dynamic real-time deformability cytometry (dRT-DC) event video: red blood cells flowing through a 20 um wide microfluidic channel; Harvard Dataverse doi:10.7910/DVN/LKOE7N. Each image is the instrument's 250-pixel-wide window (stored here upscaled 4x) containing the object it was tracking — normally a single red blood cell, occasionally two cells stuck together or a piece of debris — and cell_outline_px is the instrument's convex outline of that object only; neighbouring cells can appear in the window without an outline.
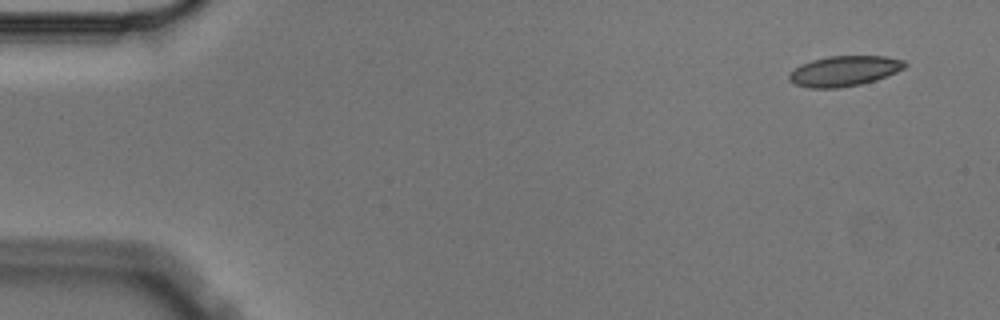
{"species": "Egyptian fruit bat (a non-hibernating species)", "species_latin": "Rousettus aegyptiacus", "temperature_condition": "cold", "stored_images_in_passage": 9, "camera_frame_rate_fps": 3000, "um_per_image_px": 0.085, "animal": {"sex": "male"}, "frame": {"image": 1, "passage_image": 1, "time_ms": 0.0, "image_size_px": [1000, 320], "cell_outline_px": [[908, 64], [904, 68], [896, 72], [876, 80], [860, 84], [840, 88], [808, 88], [796, 84], [788, 80], [788, 72], [800, 64], [812, 60], [828, 56], [884, 56], [904, 60]], "centroid_in_image_um": [71.73, 6.03], "position_along_channel_um": 13.3, "area_um2": 20.58}}
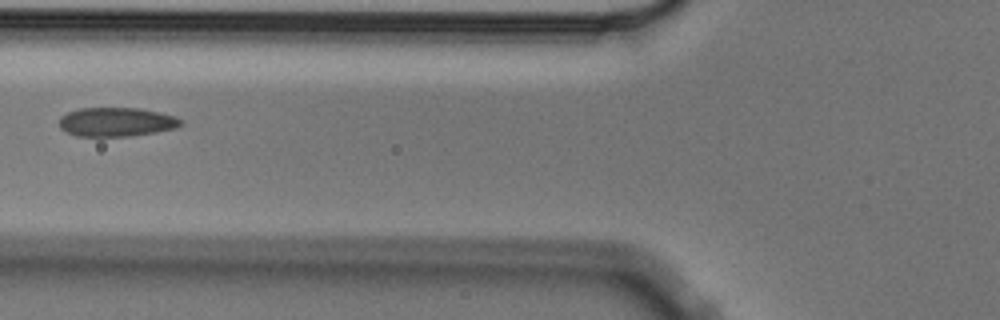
{"frame": {"image": 2, "passage_image": 6, "time_ms": 1.667, "image_size_px": [1000, 320], "cell_outline_px": [[184, 124], [176, 128], [156, 132], [132, 136], [76, 136], [60, 128], [60, 116], [68, 112], [80, 108], [140, 108], [172, 116], [184, 120]], "centroid_in_image_um": [9.91, 10.37], "position_along_channel_um": 115.9, "area_um2": 20.52}}
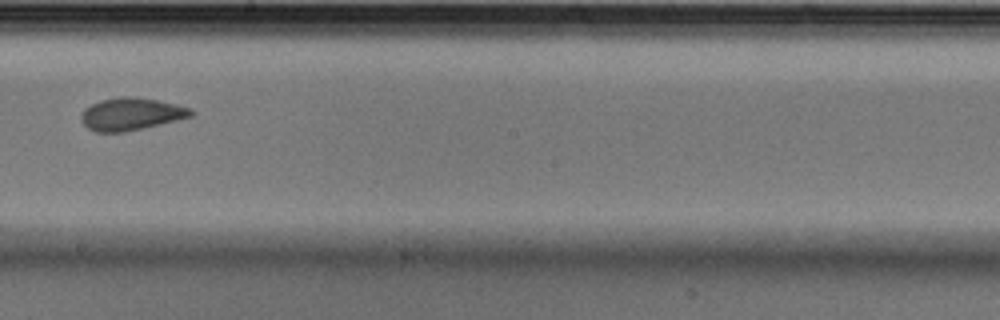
{"frame": {"image": 3, "passage_image": 9, "time_ms": 2.667, "image_size_px": [1000, 320], "cell_outline_px": [[196, 112], [192, 116], [144, 128], [124, 132], [96, 132], [88, 128], [80, 120], [80, 116], [84, 108], [100, 100], [120, 96], [132, 96], [156, 100], [176, 104], [192, 108]], "centroid_in_image_um": [11.14, 9.69], "position_along_channel_um": 237.1, "area_um2": 20.87}}